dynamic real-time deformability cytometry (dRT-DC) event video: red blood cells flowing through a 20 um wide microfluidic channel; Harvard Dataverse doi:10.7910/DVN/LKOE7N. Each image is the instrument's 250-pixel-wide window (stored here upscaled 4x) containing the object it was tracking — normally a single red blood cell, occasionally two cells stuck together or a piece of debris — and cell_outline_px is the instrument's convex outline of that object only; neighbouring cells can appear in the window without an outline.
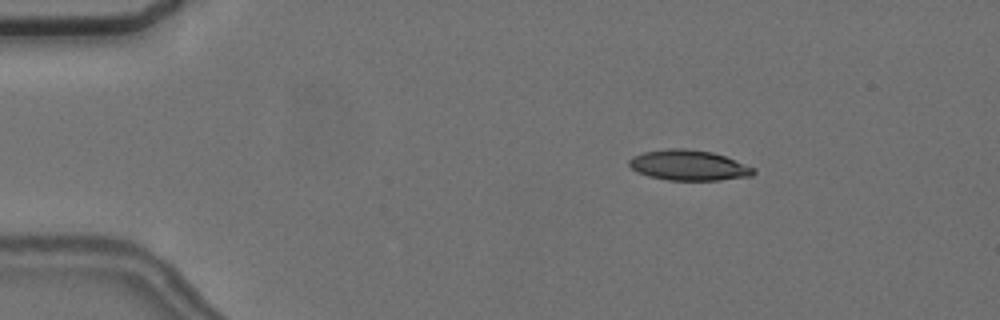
{"species": "common noctule bat (a hibernating species)", "species_latin": "Nyctalus noctula", "temperature_condition": "cold", "stored_images_in_passage": 5, "camera_frame_rate_fps": 3000, "um_per_image_px": 0.085, "animal": {"sex": "female", "body_mass_g": 24.6, "forearm_length_mm": 56.2}, "frame": {"image": 1, "passage_image": 2, "time_ms": 1.333, "image_size_px": [1000, 320], "cell_outline_px": [[756, 172], [752, 176], [720, 180], [668, 180], [648, 176], [636, 172], [628, 164], [628, 160], [632, 156], [644, 152], [668, 148], [688, 148], [712, 152], [724, 156], [756, 168]], "centroid_in_image_um": [58.53, 14.05], "position_along_channel_um": 26.5, "area_um2": 22.2}}